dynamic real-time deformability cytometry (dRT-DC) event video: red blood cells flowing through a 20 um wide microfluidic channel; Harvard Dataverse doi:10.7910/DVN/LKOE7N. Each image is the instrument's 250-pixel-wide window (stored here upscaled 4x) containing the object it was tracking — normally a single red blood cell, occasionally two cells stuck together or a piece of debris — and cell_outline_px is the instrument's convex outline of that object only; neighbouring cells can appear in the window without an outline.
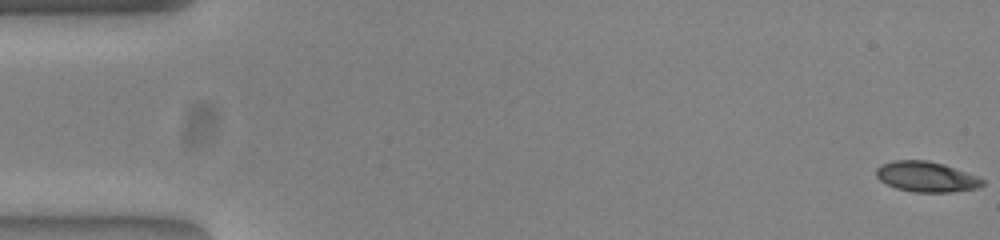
{"species": "common noctule bat (a hibernating species)", "species_latin": "Nyctalus noctula", "temperature_condition": "warm", "stored_images_in_passage": 53, "camera_frame_rate_fps": 3000, "um_per_image_px": 0.085, "animal": {"sex": "female", "body_mass_g": 23.0, "forearm_length_mm": 53.4}, "frame": {"image": 1, "passage_image": 1, "time_ms": 0.0, "image_size_px": [1000, 240], "cell_outline_px": [[984, 184], [980, 188], [952, 192], [912, 192], [896, 188], [880, 180], [876, 176], [876, 168], [880, 164], [896, 160], [928, 160], [944, 164], [976, 176], [984, 180]], "centroid_in_image_um": [78.74, 15.02], "position_along_channel_um": 6.3, "area_um2": 18.84}}
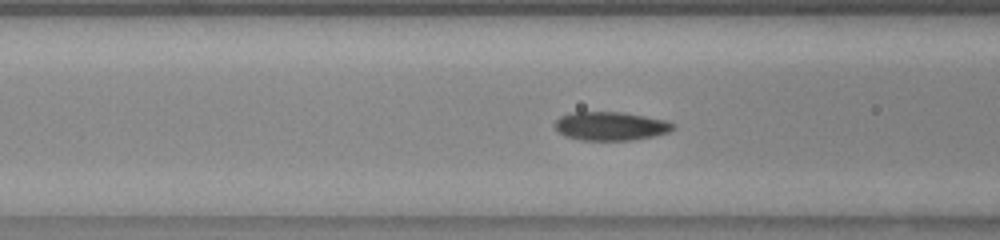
{"frame": {"image": 2, "passage_image": 21, "time_ms": 6.667, "image_size_px": [1000, 240], "cell_outline_px": [[676, 128], [668, 132], [652, 136], [632, 140], [580, 140], [564, 136], [552, 124], [560, 116], [572, 112], [624, 112], [664, 120], [676, 124]], "centroid_in_image_um": [51.89, 10.71], "position_along_channel_um": 114.7, "area_um2": 19.77}}
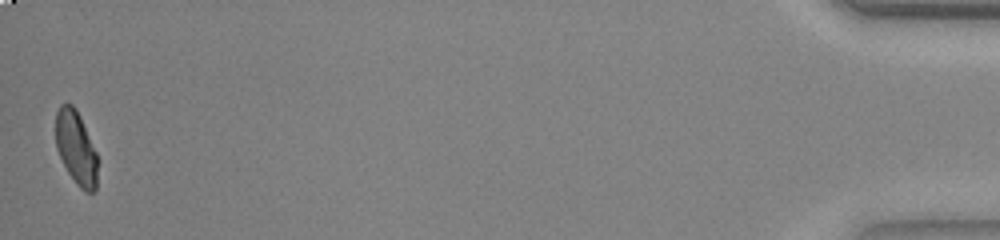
{"frame": {"image": 3, "passage_image": 53, "time_ms": 17.333, "image_size_px": [1000, 240], "cell_outline_px": [[96, 188], [92, 192], [84, 192], [76, 184], [68, 172], [56, 148], [56, 112], [60, 104], [72, 104], [76, 108], [80, 116], [96, 152]], "centroid_in_image_um": [6.45, 12.55], "position_along_channel_um": 428.8, "area_um2": 17.69}, "authors_computed_cell_mechanics": {"area_um2": 19.074, "velocity_mm_per_s": 3.8737, "shape_relaxation_time_tau1_ms": 6.0492, "shape_relaxation_time_tau2_ms": 1.7708, "deformation_change_tau1": 0.1842, "deformation_change_tau2": 0.0562}}